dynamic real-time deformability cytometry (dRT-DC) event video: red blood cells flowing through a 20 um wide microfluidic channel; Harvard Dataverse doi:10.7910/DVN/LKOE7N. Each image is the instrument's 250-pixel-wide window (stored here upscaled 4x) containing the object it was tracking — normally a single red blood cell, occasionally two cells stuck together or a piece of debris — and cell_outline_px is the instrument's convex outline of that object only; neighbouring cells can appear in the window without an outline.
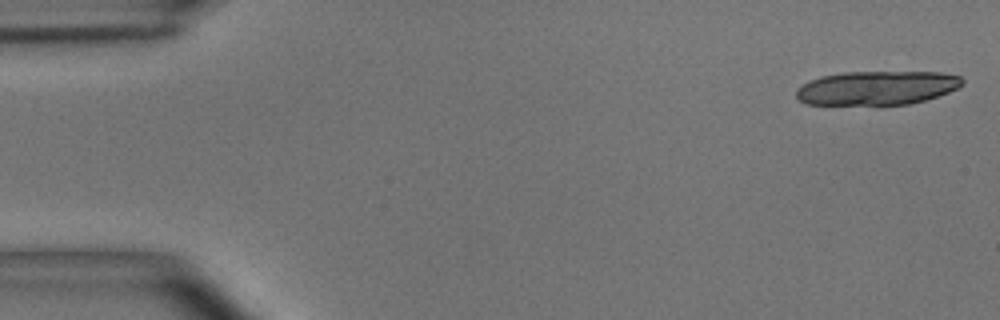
{"species": "common noctule bat (a hibernating species)", "species_latin": "Nyctalus noctula", "temperature_condition": "room temperature", "stored_images_in_passage": 17, "camera_frame_rate_fps": 3000, "um_per_image_px": 0.085, "animal": {"sex": "male", "body_mass_g": 15.6}, "frame": {"image": 1, "passage_image": 1, "time_ms": 0.0, "image_size_px": [1000, 320], "cell_outline_px": [[964, 84], [948, 92], [924, 100], [908, 104], [804, 104], [796, 96], [796, 88], [808, 80], [820, 76], [844, 72], [940, 72], [960, 76], [964, 80]], "centroid_in_image_um": [74.51, 7.46], "position_along_channel_um": 10.5, "area_um2": 32.77}}